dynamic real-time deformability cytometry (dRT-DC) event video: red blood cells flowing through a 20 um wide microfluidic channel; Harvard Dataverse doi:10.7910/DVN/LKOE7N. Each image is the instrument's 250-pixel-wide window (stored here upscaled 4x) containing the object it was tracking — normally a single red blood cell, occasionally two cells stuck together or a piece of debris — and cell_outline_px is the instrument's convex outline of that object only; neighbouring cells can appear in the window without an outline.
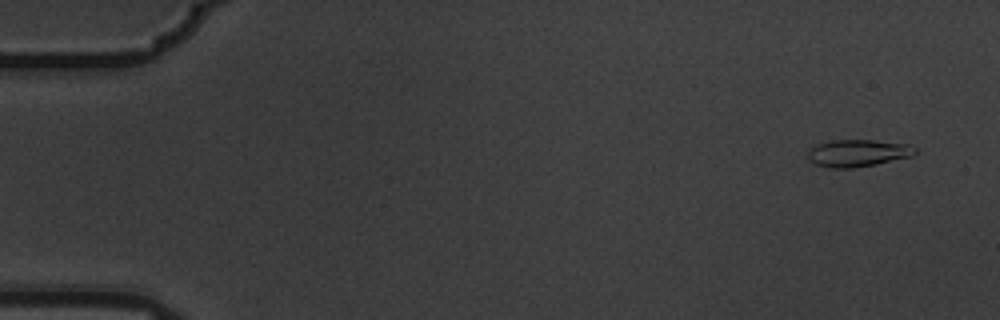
{"species": "common noctule bat (a hibernating species)", "species_latin": "Nyctalus noctula", "temperature_condition": "warm", "stored_images_in_passage": 4, "camera_frame_rate_fps": 3000, "um_per_image_px": 0.085, "animal": {"sex": "male", "body_mass_g": 19.5, "forearm_length_mm": 54.6}, "frame": {"image": 1, "passage_image": 1, "time_ms": 0.0, "image_size_px": [1000, 320], "cell_outline_px": [[916, 152], [912, 156], [876, 164], [852, 168], [828, 168], [816, 164], [808, 160], [808, 148], [812, 144], [832, 140], [872, 140], [912, 144], [916, 148]], "centroid_in_image_um": [72.88, 13.0], "position_along_channel_um": 12.1, "area_um2": 17.28}}